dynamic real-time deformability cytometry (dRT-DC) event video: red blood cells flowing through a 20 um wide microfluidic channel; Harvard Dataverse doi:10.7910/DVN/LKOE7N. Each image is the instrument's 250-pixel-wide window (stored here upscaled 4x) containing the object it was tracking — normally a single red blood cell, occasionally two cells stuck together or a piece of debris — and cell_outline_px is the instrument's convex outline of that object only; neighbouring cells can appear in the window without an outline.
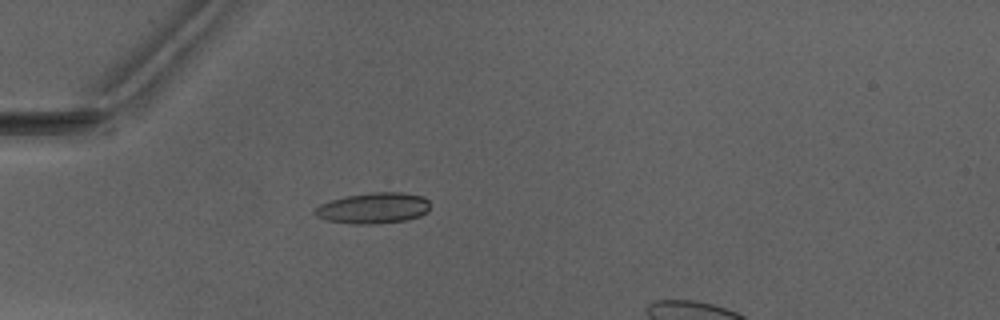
{"species": "Egyptian fruit bat (a non-hibernating species)", "species_latin": "Rousettus aegyptiacus", "temperature_condition": "warm", "stored_images_in_passage": 4, "camera_frame_rate_fps": 3000, "um_per_image_px": 0.085, "animal": {"sex": "male"}, "frame": {"image": 1, "passage_image": 4, "time_ms": 3.667, "image_size_px": [1000, 320], "cell_outline_px": [[428, 212], [420, 216], [408, 220], [376, 224], [352, 224], [324, 220], [316, 216], [312, 212], [320, 204], [332, 200], [348, 196], [372, 192], [400, 192], [424, 196], [428, 200]], "centroid_in_image_um": [31.74, 17.7], "position_along_channel_um": 53.3, "area_um2": 20.87}}